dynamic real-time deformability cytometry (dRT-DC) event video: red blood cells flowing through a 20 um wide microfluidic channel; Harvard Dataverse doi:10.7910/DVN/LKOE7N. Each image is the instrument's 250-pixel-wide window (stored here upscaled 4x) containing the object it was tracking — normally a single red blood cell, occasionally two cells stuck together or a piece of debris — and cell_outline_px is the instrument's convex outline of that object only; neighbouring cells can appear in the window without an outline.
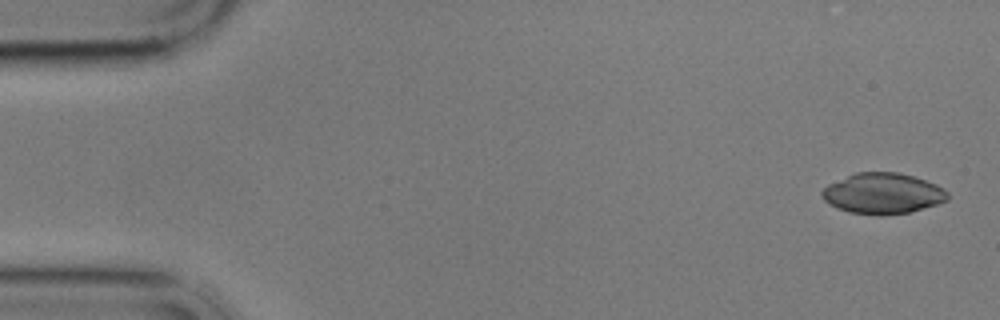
{"species": "common noctule bat (a hibernating species)", "species_latin": "Nyctalus noctula", "temperature_condition": "cold", "stored_images_in_passage": 23, "camera_frame_rate_fps": 3000, "um_per_image_px": 0.085, "animal": {"sex": "male", "body_mass_g": 17.9}, "frame": {"image": 1, "passage_image": 1, "time_ms": 0.0, "image_size_px": [1000, 320], "cell_outline_px": [[948, 200], [912, 212], [880, 216], [876, 216], [848, 212], [836, 208], [828, 204], [820, 196], [820, 192], [828, 184], [856, 172], [900, 172], [936, 184], [944, 188], [948, 192]], "centroid_in_image_um": [75.01, 16.46], "position_along_channel_um": 10.0, "area_um2": 30.17}}